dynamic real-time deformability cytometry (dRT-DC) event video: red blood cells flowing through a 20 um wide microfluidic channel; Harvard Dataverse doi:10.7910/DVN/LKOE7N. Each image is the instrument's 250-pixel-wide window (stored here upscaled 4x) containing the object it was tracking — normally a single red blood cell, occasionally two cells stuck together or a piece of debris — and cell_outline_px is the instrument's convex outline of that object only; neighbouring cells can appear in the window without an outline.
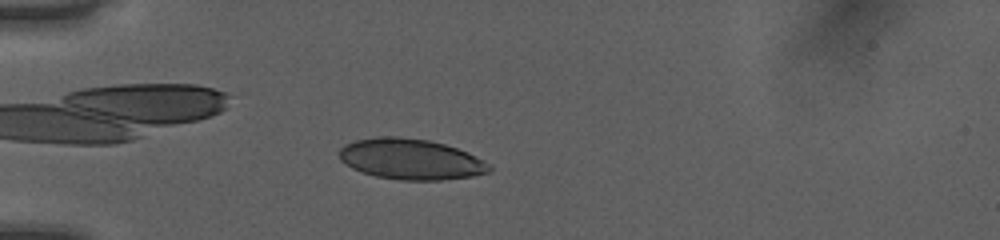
{"species": "human", "species_latin": "Homo sapiens", "temperature_condition": "room temperature", "stored_images_in_passage": 37, "camera_frame_rate_fps": 3000, "um_per_image_px": 0.085, "donor": {"sex": "female"}, "frame": {"image": 1, "passage_image": 1, "time_ms": 0.0, "image_size_px": [1000, 240], "cell_outline_px": [[492, 168], [488, 172], [472, 176], [440, 180], [400, 180], [376, 176], [352, 168], [344, 164], [340, 160], [340, 148], [344, 144], [356, 140], [376, 136], [396, 136], [428, 140], [444, 144], [468, 152], [492, 164]], "centroid_in_image_um": [34.92, 13.52], "position_along_channel_um": 50.1, "area_um2": 35.66}}
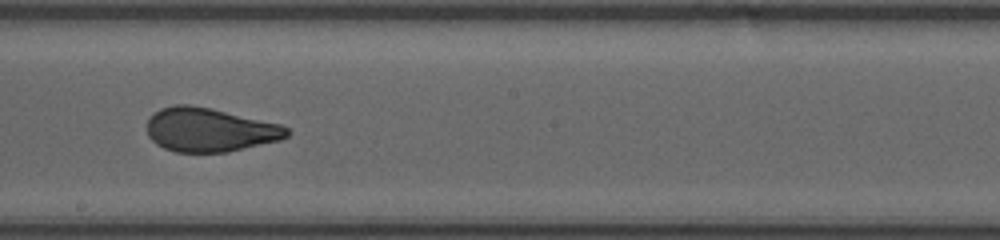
{"frame": {"image": 2, "passage_image": 16, "time_ms": 5.0, "image_size_px": [1000, 240], "cell_outline_px": [[288, 136], [280, 140], [228, 152], [176, 152], [164, 148], [156, 144], [148, 136], [148, 120], [160, 108], [176, 104], [188, 104], [208, 108], [280, 124], [288, 128]], "centroid_in_image_um": [17.8, 11.05], "position_along_channel_um": 230.4, "area_um2": 35.37}}
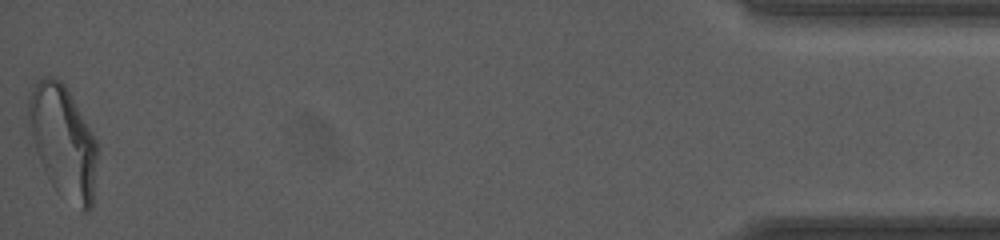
{"frame": {"image": 3, "passage_image": 37, "time_ms": 12.0, "image_size_px": [1000, 240], "cell_outline_px": [[96, 160], [92, 208], [88, 212], [80, 212], [60, 196], [56, 192], [36, 152], [28, 120], [28, 96], [36, 80], [40, 76], [52, 76], [60, 80], [68, 88], [96, 140]], "centroid_in_image_um": [5.36, 12.04], "position_along_channel_um": 429.8, "area_um2": 45.08}, "authors_computed_cell_mechanics": {"area_um2": 36.1828, "velocity_mm_per_s": 4.0571, "shape_relaxation_time_tau1_ms": 5.6562, "shape_relaxation_time_tau2_ms": 0.6049, "deformation_change_tau1": 0.1678, "deformation_change_tau2": 0.0702}}